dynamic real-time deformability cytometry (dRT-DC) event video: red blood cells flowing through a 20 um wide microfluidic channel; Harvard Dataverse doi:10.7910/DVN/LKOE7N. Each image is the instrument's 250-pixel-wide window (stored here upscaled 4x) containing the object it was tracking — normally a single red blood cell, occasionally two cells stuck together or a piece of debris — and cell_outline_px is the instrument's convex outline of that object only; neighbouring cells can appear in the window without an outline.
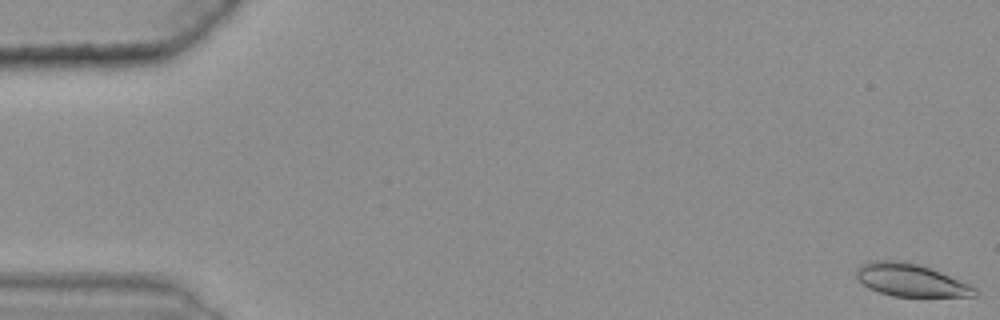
{"species": "common noctule bat (a hibernating species)", "species_latin": "Nyctalus noctula", "temperature_condition": "warm", "stored_images_in_passage": 18, "camera_frame_rate_fps": 3000, "um_per_image_px": 0.085, "animal": {"sex": "female", "body_mass_g": 25.1}, "frame": {"image": 1, "passage_image": 1, "time_ms": 0.0, "image_size_px": [1000, 320], "cell_outline_px": [[976, 296], [892, 296], [868, 288], [856, 276], [856, 272], [860, 264], [876, 260], [900, 260], [916, 264], [940, 272], [972, 284], [976, 288]], "centroid_in_image_um": [77.42, 23.81], "position_along_channel_um": 7.6, "area_um2": 22.31}}
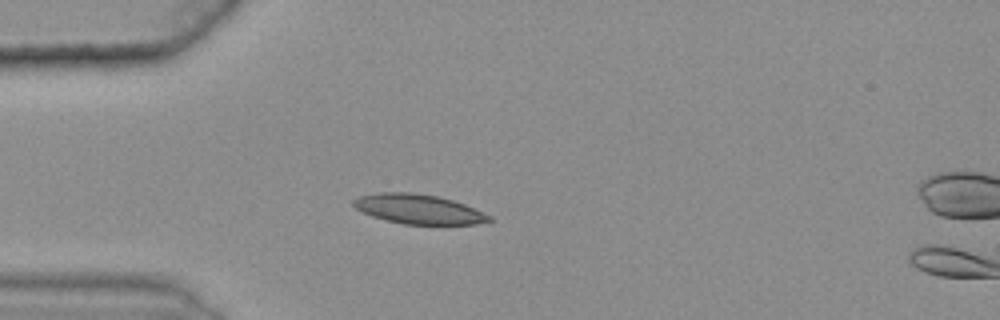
{"frame": {"image": 2, "passage_image": 16, "time_ms": 5.0, "image_size_px": [1000, 320], "cell_outline_px": [[492, 220], [476, 224], [404, 224], [372, 216], [356, 208], [352, 204], [352, 200], [360, 196], [380, 192], [412, 192], [436, 196], [452, 200], [464, 204], [492, 216]], "centroid_in_image_um": [35.57, 17.77], "position_along_channel_um": 49.4, "area_um2": 23.12}}